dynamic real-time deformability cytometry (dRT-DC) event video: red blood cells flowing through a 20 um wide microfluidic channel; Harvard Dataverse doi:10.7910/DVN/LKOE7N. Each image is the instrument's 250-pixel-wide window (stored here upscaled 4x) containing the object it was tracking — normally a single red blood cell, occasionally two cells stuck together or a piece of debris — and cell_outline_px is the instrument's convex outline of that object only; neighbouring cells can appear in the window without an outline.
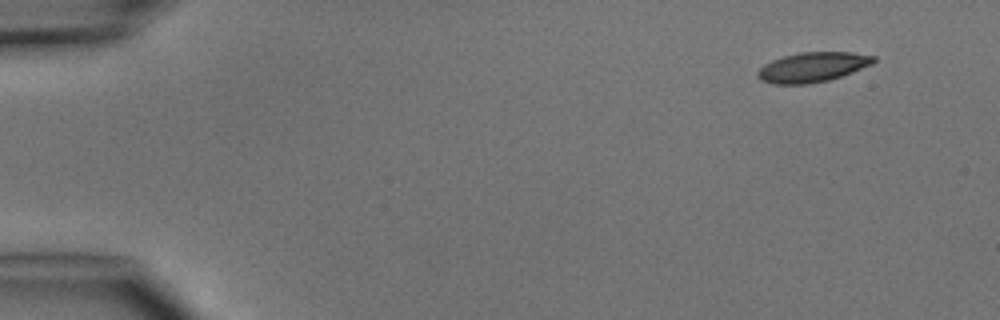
{"species": "common noctule bat (a hibernating species)", "species_latin": "Nyctalus noctula", "temperature_condition": "cold", "stored_images_in_passage": 5, "segment_of_instrument_passage": [2, 2], "camera_frame_rate_fps": 3000, "um_per_image_px": 0.085, "animal": {"sex": "male", "body_mass_g": 15.6}, "frame": {"image": 1, "passage_image": 5, "time_ms": 5.667, "image_size_px": [1000, 320], "cell_outline_px": [[876, 60], [872, 64], [852, 72], [828, 80], [808, 84], [772, 84], [760, 80], [756, 76], [756, 72], [764, 64], [772, 60], [784, 56], [800, 52], [852, 52], [876, 56]], "centroid_in_image_um": [69.04, 5.71], "position_along_channel_um": 16.0, "area_um2": 20.17}}